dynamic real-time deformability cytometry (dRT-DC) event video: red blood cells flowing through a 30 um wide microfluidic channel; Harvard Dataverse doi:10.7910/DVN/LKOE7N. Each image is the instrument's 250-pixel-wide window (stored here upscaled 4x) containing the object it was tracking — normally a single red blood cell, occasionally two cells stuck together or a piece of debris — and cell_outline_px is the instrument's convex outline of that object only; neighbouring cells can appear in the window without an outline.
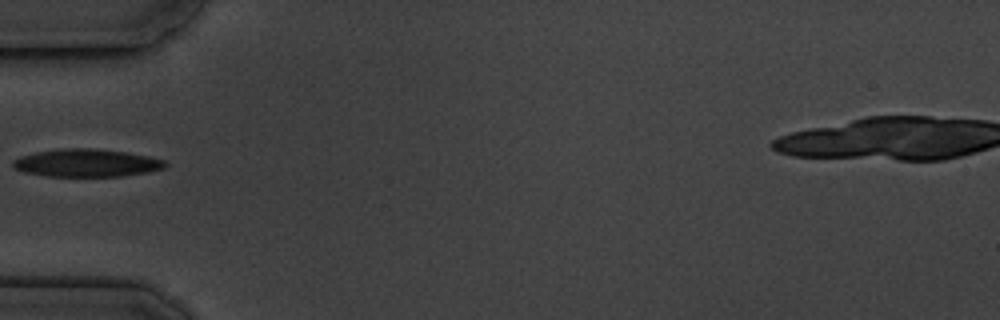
{"species": "common noctule bat (a hibernating species)", "species_latin": "Nyctalus noctula", "temperature_condition": "cold", "stored_images_in_passage": 2, "camera_frame_rate_fps": 3000, "um_per_image_px": 0.085, "animal": {"sex": "male", "body_mass_g": 19.5, "forearm_length_mm": 54.6}, "frame": {"image": 1, "passage_image": 2, "time_ms": 1.0, "image_size_px": [1000, 320], "cell_outline_px": [[168, 164], [164, 168], [148, 172], [124, 176], [48, 176], [24, 172], [12, 168], [12, 160], [20, 156], [36, 152], [60, 148], [92, 148], [124, 152], [148, 156], [164, 160]], "centroid_in_image_um": [7.33, 13.85], "position_along_channel_um": 77.7, "area_um2": 24.68}}